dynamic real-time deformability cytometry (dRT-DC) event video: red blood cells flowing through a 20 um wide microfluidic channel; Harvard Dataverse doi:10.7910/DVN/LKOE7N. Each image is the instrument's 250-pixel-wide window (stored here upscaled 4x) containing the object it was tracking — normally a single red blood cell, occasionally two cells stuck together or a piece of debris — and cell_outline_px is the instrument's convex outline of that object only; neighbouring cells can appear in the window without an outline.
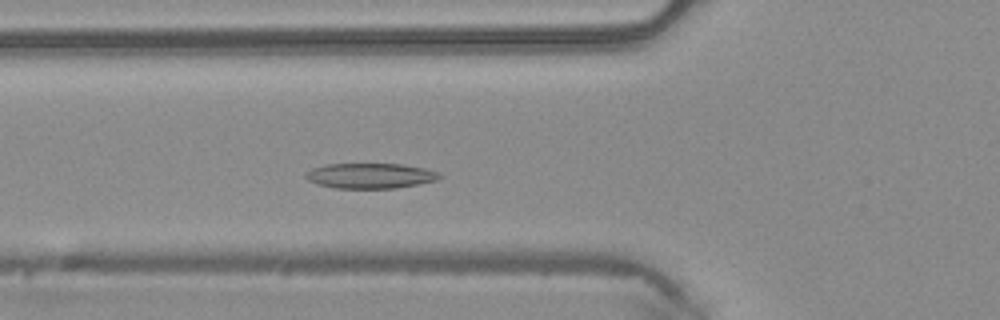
{"species": "common noctule bat (a hibernating species)", "species_latin": "Nyctalus noctula", "temperature_condition": "warm", "stored_images_in_passage": 43, "camera_frame_rate_fps": 3000, "um_per_image_px": 0.085, "animal": {"sex": "male", "body_mass_g": 20.4}, "frame": {"image": 1, "passage_image": 11, "time_ms": 3.333, "image_size_px": [1000, 320], "cell_outline_px": [[444, 176], [436, 180], [420, 184], [396, 188], [336, 188], [316, 184], [308, 180], [304, 176], [304, 172], [312, 168], [324, 164], [400, 164], [424, 168], [440, 172]], "centroid_in_image_um": [31.47, 14.94], "position_along_channel_um": 94.3, "area_um2": 19.88}}
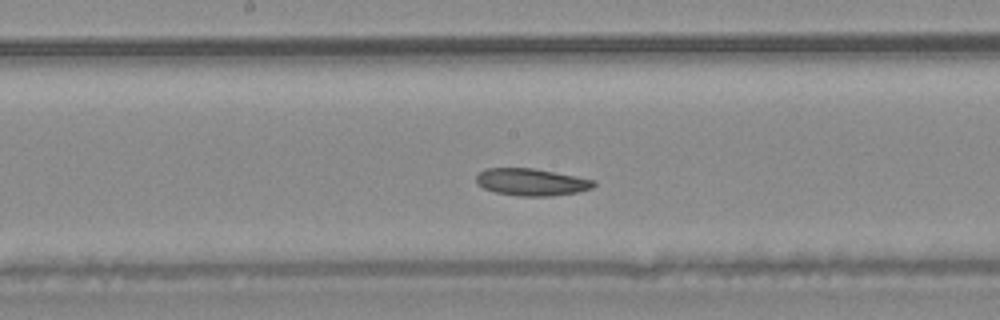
{"frame": {"image": 2, "passage_image": 19, "time_ms": 6.0, "image_size_px": [1000, 320], "cell_outline_px": [[596, 184], [592, 188], [576, 192], [552, 196], [516, 196], [496, 192], [484, 188], [476, 184], [476, 176], [484, 168], [532, 168], [596, 180]], "centroid_in_image_um": [45.15, 15.48], "position_along_channel_um": 203.0, "area_um2": 18.55}}
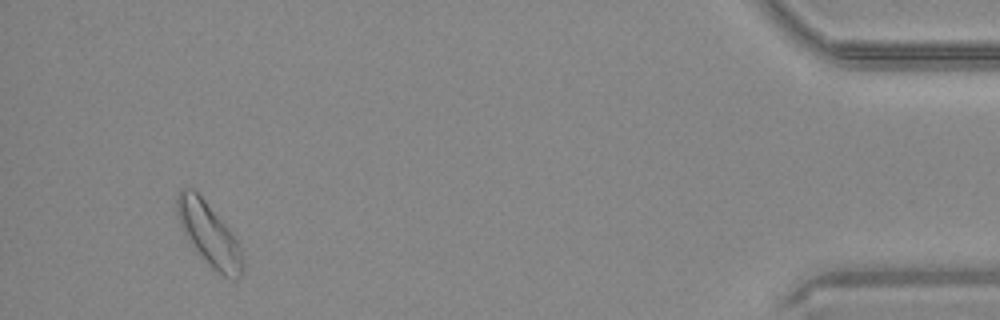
{"frame": {"image": 3, "passage_image": 40, "time_ms": 13.0, "image_size_px": [1000, 320], "cell_outline_px": [[244, 272], [236, 280], [232, 280], [224, 276], [212, 268], [196, 252], [188, 240], [176, 216], [176, 196], [180, 188], [196, 188], [228, 228], [236, 240], [240, 248], [244, 260]], "centroid_in_image_um": [17.75, 19.89], "position_along_channel_um": 417.5, "area_um2": 24.45}, "authors_computed_cell_mechanics": {"area_um2": 19.8832, "velocity_mm_per_s": 4.0622, "shape_relaxation_time_tau1_ms": 5.0345, "shape_relaxation_time_tau2_ms": null, "deformation_change_tau1": 0.0996, "deformation_change_tau2": null}}